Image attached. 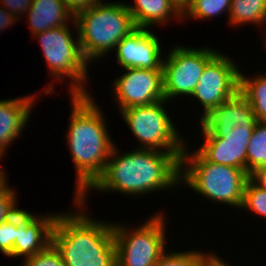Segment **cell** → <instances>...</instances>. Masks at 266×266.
<instances>
[{"label":"cell","mask_w":266,"mask_h":266,"mask_svg":"<svg viewBox=\"0 0 266 266\" xmlns=\"http://www.w3.org/2000/svg\"><path fill=\"white\" fill-rule=\"evenodd\" d=\"M181 156L153 149L135 148L120 153L114 145L102 175L79 198L86 199L89 190L118 192L140 196L173 189L182 184Z\"/></svg>","instance_id":"1"},{"label":"cell","mask_w":266,"mask_h":266,"mask_svg":"<svg viewBox=\"0 0 266 266\" xmlns=\"http://www.w3.org/2000/svg\"><path fill=\"white\" fill-rule=\"evenodd\" d=\"M89 95H71L67 146L76 170L74 198H80L102 175L115 143L103 110Z\"/></svg>","instance_id":"2"},{"label":"cell","mask_w":266,"mask_h":266,"mask_svg":"<svg viewBox=\"0 0 266 266\" xmlns=\"http://www.w3.org/2000/svg\"><path fill=\"white\" fill-rule=\"evenodd\" d=\"M73 201L77 211L59 213L52 232V245L64 265L116 266L114 222L96 220L86 214V199Z\"/></svg>","instance_id":"3"},{"label":"cell","mask_w":266,"mask_h":266,"mask_svg":"<svg viewBox=\"0 0 266 266\" xmlns=\"http://www.w3.org/2000/svg\"><path fill=\"white\" fill-rule=\"evenodd\" d=\"M74 20L82 53L88 62L97 61L135 28L127 4L121 1L103 2L78 11Z\"/></svg>","instance_id":"4"},{"label":"cell","mask_w":266,"mask_h":266,"mask_svg":"<svg viewBox=\"0 0 266 266\" xmlns=\"http://www.w3.org/2000/svg\"><path fill=\"white\" fill-rule=\"evenodd\" d=\"M189 151L185 144L180 182L209 201L241 209L249 174L237 167L209 162L197 150Z\"/></svg>","instance_id":"5"},{"label":"cell","mask_w":266,"mask_h":266,"mask_svg":"<svg viewBox=\"0 0 266 266\" xmlns=\"http://www.w3.org/2000/svg\"><path fill=\"white\" fill-rule=\"evenodd\" d=\"M74 25L76 40L72 37L73 32L70 31L72 28H69V24L37 33L33 38H37L41 45L51 77H55V81L61 80L60 82L66 78L70 79L69 95H89L86 87V84H89V62L82 53L75 20Z\"/></svg>","instance_id":"6"},{"label":"cell","mask_w":266,"mask_h":266,"mask_svg":"<svg viewBox=\"0 0 266 266\" xmlns=\"http://www.w3.org/2000/svg\"><path fill=\"white\" fill-rule=\"evenodd\" d=\"M165 218L161 211L136 228L113 224L116 266H155L167 251Z\"/></svg>","instance_id":"7"},{"label":"cell","mask_w":266,"mask_h":266,"mask_svg":"<svg viewBox=\"0 0 266 266\" xmlns=\"http://www.w3.org/2000/svg\"><path fill=\"white\" fill-rule=\"evenodd\" d=\"M165 103L168 102L160 100L149 105L126 108L119 113L139 141L137 148L182 154L187 140L177 131L164 107Z\"/></svg>","instance_id":"8"},{"label":"cell","mask_w":266,"mask_h":266,"mask_svg":"<svg viewBox=\"0 0 266 266\" xmlns=\"http://www.w3.org/2000/svg\"><path fill=\"white\" fill-rule=\"evenodd\" d=\"M219 51L213 48L173 46L163 58V90L166 101L190 97L198 84L204 67Z\"/></svg>","instance_id":"9"},{"label":"cell","mask_w":266,"mask_h":266,"mask_svg":"<svg viewBox=\"0 0 266 266\" xmlns=\"http://www.w3.org/2000/svg\"><path fill=\"white\" fill-rule=\"evenodd\" d=\"M240 69L228 55L218 52L204 67L192 97L201 103L202 117L239 91Z\"/></svg>","instance_id":"10"},{"label":"cell","mask_w":266,"mask_h":266,"mask_svg":"<svg viewBox=\"0 0 266 266\" xmlns=\"http://www.w3.org/2000/svg\"><path fill=\"white\" fill-rule=\"evenodd\" d=\"M126 72L113 82L117 109L149 105L165 100L163 70L125 68Z\"/></svg>","instance_id":"11"},{"label":"cell","mask_w":266,"mask_h":266,"mask_svg":"<svg viewBox=\"0 0 266 266\" xmlns=\"http://www.w3.org/2000/svg\"><path fill=\"white\" fill-rule=\"evenodd\" d=\"M253 131L254 126L238 125L224 137L202 132L204 141L196 150L209 162L237 167L247 172V149Z\"/></svg>","instance_id":"12"},{"label":"cell","mask_w":266,"mask_h":266,"mask_svg":"<svg viewBox=\"0 0 266 266\" xmlns=\"http://www.w3.org/2000/svg\"><path fill=\"white\" fill-rule=\"evenodd\" d=\"M153 32L136 27L116 45L114 50L120 67L162 70V46Z\"/></svg>","instance_id":"13"},{"label":"cell","mask_w":266,"mask_h":266,"mask_svg":"<svg viewBox=\"0 0 266 266\" xmlns=\"http://www.w3.org/2000/svg\"><path fill=\"white\" fill-rule=\"evenodd\" d=\"M59 213L36 217L25 209L17 211V235L12 258L26 259L43 252L52 244V232Z\"/></svg>","instance_id":"14"},{"label":"cell","mask_w":266,"mask_h":266,"mask_svg":"<svg viewBox=\"0 0 266 266\" xmlns=\"http://www.w3.org/2000/svg\"><path fill=\"white\" fill-rule=\"evenodd\" d=\"M199 122L202 132H212L216 137H224L238 125L255 126L257 119L251 105L238 91L230 99L213 108Z\"/></svg>","instance_id":"15"},{"label":"cell","mask_w":266,"mask_h":266,"mask_svg":"<svg viewBox=\"0 0 266 266\" xmlns=\"http://www.w3.org/2000/svg\"><path fill=\"white\" fill-rule=\"evenodd\" d=\"M37 94L0 100V155L20 137L30 120Z\"/></svg>","instance_id":"16"},{"label":"cell","mask_w":266,"mask_h":266,"mask_svg":"<svg viewBox=\"0 0 266 266\" xmlns=\"http://www.w3.org/2000/svg\"><path fill=\"white\" fill-rule=\"evenodd\" d=\"M133 1L134 5L127 4V7L136 27L152 30V26L167 24L172 17L178 21L184 20L183 7L175 0Z\"/></svg>","instance_id":"17"},{"label":"cell","mask_w":266,"mask_h":266,"mask_svg":"<svg viewBox=\"0 0 266 266\" xmlns=\"http://www.w3.org/2000/svg\"><path fill=\"white\" fill-rule=\"evenodd\" d=\"M26 14L33 36L70 24L75 16L62 0H33Z\"/></svg>","instance_id":"18"},{"label":"cell","mask_w":266,"mask_h":266,"mask_svg":"<svg viewBox=\"0 0 266 266\" xmlns=\"http://www.w3.org/2000/svg\"><path fill=\"white\" fill-rule=\"evenodd\" d=\"M239 92L251 105L257 121L266 122V74L251 77L239 74Z\"/></svg>","instance_id":"19"},{"label":"cell","mask_w":266,"mask_h":266,"mask_svg":"<svg viewBox=\"0 0 266 266\" xmlns=\"http://www.w3.org/2000/svg\"><path fill=\"white\" fill-rule=\"evenodd\" d=\"M228 20L229 24L235 27L246 24L264 26L266 24V0H232Z\"/></svg>","instance_id":"20"},{"label":"cell","mask_w":266,"mask_h":266,"mask_svg":"<svg viewBox=\"0 0 266 266\" xmlns=\"http://www.w3.org/2000/svg\"><path fill=\"white\" fill-rule=\"evenodd\" d=\"M231 2L232 0H189L183 7V18L205 20L218 17L224 12L229 16Z\"/></svg>","instance_id":"21"},{"label":"cell","mask_w":266,"mask_h":266,"mask_svg":"<svg viewBox=\"0 0 266 266\" xmlns=\"http://www.w3.org/2000/svg\"><path fill=\"white\" fill-rule=\"evenodd\" d=\"M266 165V122L257 121L247 149V173Z\"/></svg>","instance_id":"22"},{"label":"cell","mask_w":266,"mask_h":266,"mask_svg":"<svg viewBox=\"0 0 266 266\" xmlns=\"http://www.w3.org/2000/svg\"><path fill=\"white\" fill-rule=\"evenodd\" d=\"M207 253L204 251L165 252L155 266H204Z\"/></svg>","instance_id":"23"},{"label":"cell","mask_w":266,"mask_h":266,"mask_svg":"<svg viewBox=\"0 0 266 266\" xmlns=\"http://www.w3.org/2000/svg\"><path fill=\"white\" fill-rule=\"evenodd\" d=\"M248 210L256 216L266 218V191L255 185L250 179L247 180L241 210Z\"/></svg>","instance_id":"24"},{"label":"cell","mask_w":266,"mask_h":266,"mask_svg":"<svg viewBox=\"0 0 266 266\" xmlns=\"http://www.w3.org/2000/svg\"><path fill=\"white\" fill-rule=\"evenodd\" d=\"M17 235V212L0 223V252L12 257V250Z\"/></svg>","instance_id":"25"},{"label":"cell","mask_w":266,"mask_h":266,"mask_svg":"<svg viewBox=\"0 0 266 266\" xmlns=\"http://www.w3.org/2000/svg\"><path fill=\"white\" fill-rule=\"evenodd\" d=\"M16 190L9 186L7 180L0 187V223L12 217L20 208L17 205Z\"/></svg>","instance_id":"26"},{"label":"cell","mask_w":266,"mask_h":266,"mask_svg":"<svg viewBox=\"0 0 266 266\" xmlns=\"http://www.w3.org/2000/svg\"><path fill=\"white\" fill-rule=\"evenodd\" d=\"M22 261L23 266H65L60 253L52 244L43 252L23 259Z\"/></svg>","instance_id":"27"},{"label":"cell","mask_w":266,"mask_h":266,"mask_svg":"<svg viewBox=\"0 0 266 266\" xmlns=\"http://www.w3.org/2000/svg\"><path fill=\"white\" fill-rule=\"evenodd\" d=\"M1 7L9 11L13 16L20 20V15H26L33 0H0ZM24 13V14H22ZM20 14V15H19ZM19 15V16H18Z\"/></svg>","instance_id":"28"},{"label":"cell","mask_w":266,"mask_h":266,"mask_svg":"<svg viewBox=\"0 0 266 266\" xmlns=\"http://www.w3.org/2000/svg\"><path fill=\"white\" fill-rule=\"evenodd\" d=\"M75 15L78 11L97 4L101 0H62Z\"/></svg>","instance_id":"29"},{"label":"cell","mask_w":266,"mask_h":266,"mask_svg":"<svg viewBox=\"0 0 266 266\" xmlns=\"http://www.w3.org/2000/svg\"><path fill=\"white\" fill-rule=\"evenodd\" d=\"M249 179L259 188L266 191V165L252 171L249 174Z\"/></svg>","instance_id":"30"},{"label":"cell","mask_w":266,"mask_h":266,"mask_svg":"<svg viewBox=\"0 0 266 266\" xmlns=\"http://www.w3.org/2000/svg\"><path fill=\"white\" fill-rule=\"evenodd\" d=\"M17 20L19 21V19L13 16L9 11L0 6V31L8 26H12Z\"/></svg>","instance_id":"31"},{"label":"cell","mask_w":266,"mask_h":266,"mask_svg":"<svg viewBox=\"0 0 266 266\" xmlns=\"http://www.w3.org/2000/svg\"><path fill=\"white\" fill-rule=\"evenodd\" d=\"M204 266H230L228 263L224 262L220 256L214 254L213 252H207V257Z\"/></svg>","instance_id":"32"},{"label":"cell","mask_w":266,"mask_h":266,"mask_svg":"<svg viewBox=\"0 0 266 266\" xmlns=\"http://www.w3.org/2000/svg\"><path fill=\"white\" fill-rule=\"evenodd\" d=\"M3 169H4V167L2 166V168H1V166H0V187L8 180L6 172Z\"/></svg>","instance_id":"33"},{"label":"cell","mask_w":266,"mask_h":266,"mask_svg":"<svg viewBox=\"0 0 266 266\" xmlns=\"http://www.w3.org/2000/svg\"><path fill=\"white\" fill-rule=\"evenodd\" d=\"M178 4H180L182 7H184L188 2L189 0H175Z\"/></svg>","instance_id":"34"}]
</instances>
